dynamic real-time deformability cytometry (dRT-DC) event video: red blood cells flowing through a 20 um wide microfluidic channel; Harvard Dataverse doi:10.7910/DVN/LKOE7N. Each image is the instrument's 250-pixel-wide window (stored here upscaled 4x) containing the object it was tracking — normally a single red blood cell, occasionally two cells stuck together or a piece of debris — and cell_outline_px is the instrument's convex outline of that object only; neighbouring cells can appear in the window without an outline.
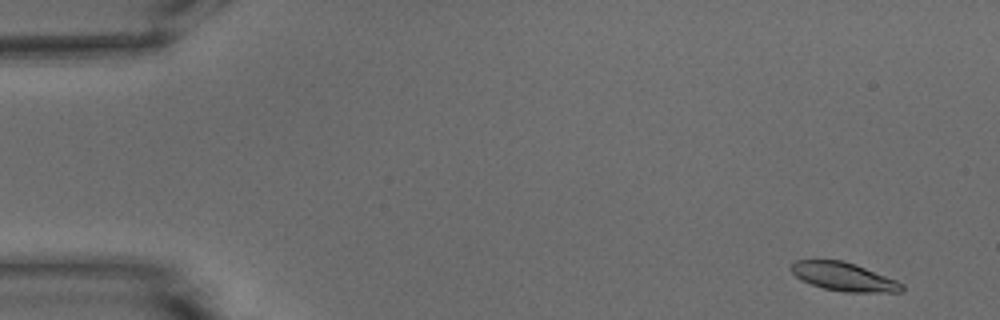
{"species": "common noctule bat (a hibernating species)", "species_latin": "Nyctalus noctula", "temperature_condition": "warm", "stored_images_in_passage": 52, "camera_frame_rate_fps": 3000, "um_per_image_px": 0.085, "animal": {"sex": "male", "body_mass_g": 15.6}, "frame": {"image": 1, "passage_image": 2, "time_ms": 0.333, "image_size_px": [1000, 320], "cell_outline_px": [[904, 288], [900, 292], [844, 292], [824, 288], [812, 284], [796, 276], [788, 268], [796, 260], [844, 260], [856, 264], [896, 280], [904, 284]], "centroid_in_image_um": [71.73, 23.51], "position_along_channel_um": 13.3, "area_um2": 18.26}}
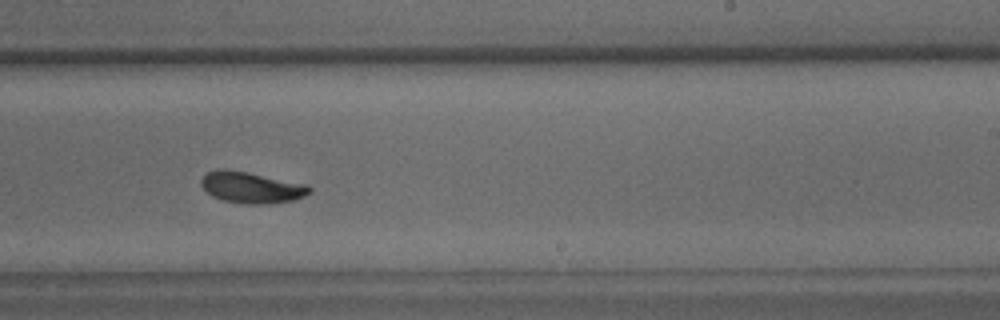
{"frame": {"image": 2, "passage_image": 32, "time_ms": 10.333, "image_size_px": [1000, 320], "cell_outline_px": [[312, 192], [304, 196], [292, 200], [268, 204], [244, 204], [224, 200], [212, 196], [200, 184], [200, 180], [208, 172], [216, 168], [224, 168], [248, 172], [308, 184], [312, 188]], "centroid_in_image_um": [21.39, 15.92], "position_along_channel_um": 267.6, "area_um2": 19.88}}
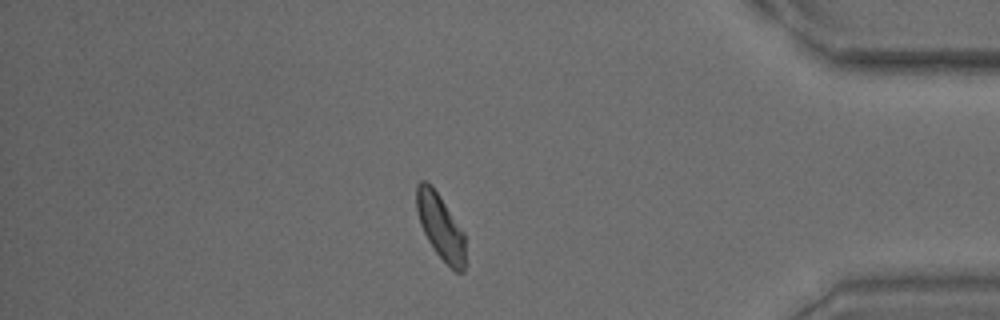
{"frame": {"image": 3, "passage_image": 45, "time_ms": 14.667, "image_size_px": [1000, 320], "cell_outline_px": [[468, 264], [464, 272], [456, 272], [436, 252], [428, 240], [420, 224], [416, 208], [416, 184], [420, 180], [424, 180], [432, 184], [464, 232]], "centroid_in_image_um": [37.48, 19.28], "position_along_channel_um": 397.7, "area_um2": 18.96}, "authors_computed_cell_mechanics": {"area_um2": 19.1896, "velocity_mm_per_s": 3.7612, "shape_relaxation_time_tau1_ms": 3.2788, "shape_relaxation_time_tau2_ms": 2.9577, "deformation_change_tau1": 0.1115, "deformation_change_tau2": 0.0816}}